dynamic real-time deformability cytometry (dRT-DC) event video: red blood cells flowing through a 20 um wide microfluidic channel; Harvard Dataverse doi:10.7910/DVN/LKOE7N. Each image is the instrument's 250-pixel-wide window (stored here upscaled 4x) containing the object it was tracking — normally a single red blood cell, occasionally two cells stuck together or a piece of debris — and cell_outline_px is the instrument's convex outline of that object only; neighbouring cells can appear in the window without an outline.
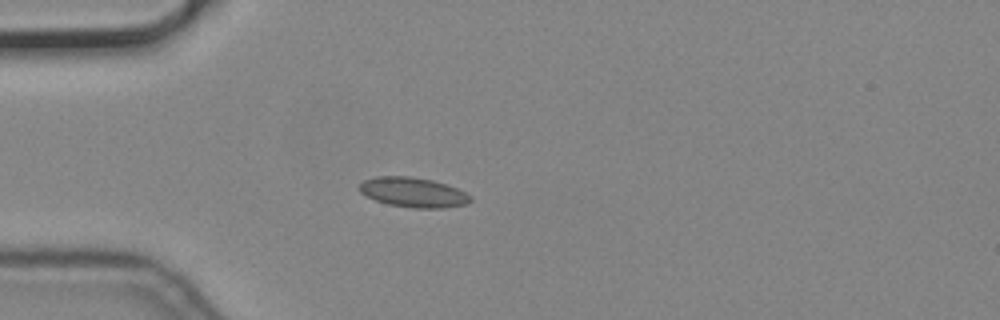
{"species": "common noctule bat (a hibernating species)", "species_latin": "Nyctalus noctula", "temperature_condition": "cold", "stored_images_in_passage": 1, "camera_frame_rate_fps": 3000, "um_per_image_px": 0.085, "animal": {"sex": "male", "body_mass_g": 19.2, "forearm_length_mm": 51.8}, "frame": {"image": 1, "passage_image": 1, "time_ms": 0.0, "image_size_px": [1000, 320], "cell_outline_px": [[472, 200], [468, 204], [444, 208], [412, 208], [388, 204], [376, 200], [360, 192], [356, 188], [364, 180], [376, 176], [412, 176], [432, 180], [456, 188], [472, 196]], "centroid_in_image_um": [35.12, 16.35], "position_along_channel_um": 49.9, "area_um2": 19.36}}